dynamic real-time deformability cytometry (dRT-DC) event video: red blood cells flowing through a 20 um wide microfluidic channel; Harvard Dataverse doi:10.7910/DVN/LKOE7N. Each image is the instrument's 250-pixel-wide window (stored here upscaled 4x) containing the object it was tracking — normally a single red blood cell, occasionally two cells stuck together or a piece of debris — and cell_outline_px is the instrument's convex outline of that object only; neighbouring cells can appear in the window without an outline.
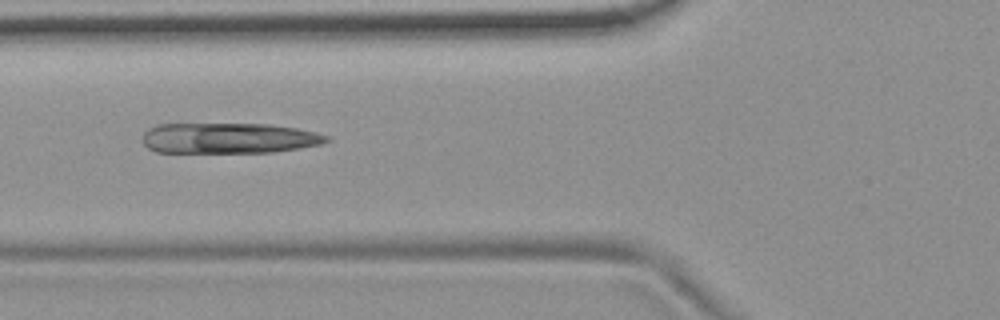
{"species": "common noctule bat (a hibernating species)", "species_latin": "Nyctalus noctula", "temperature_condition": "room temperature", "stored_images_in_passage": 13, "camera_frame_rate_fps": 3000, "um_per_image_px": 0.085, "animal": {"sex": "female", "body_mass_g": 19.9}, "frame": {"image": 1, "passage_image": 4, "time_ms": 3.333, "image_size_px": [1000, 320], "cell_outline_px": [[332, 140], [320, 144], [300, 148], [272, 152], [156, 152], [148, 148], [144, 144], [144, 132], [148, 128], [156, 124], [268, 124], [296, 128], [316, 132], [328, 136]], "centroid_in_image_um": [19.45, 11.74], "position_along_channel_um": 106.3, "area_um2": 32.77}}
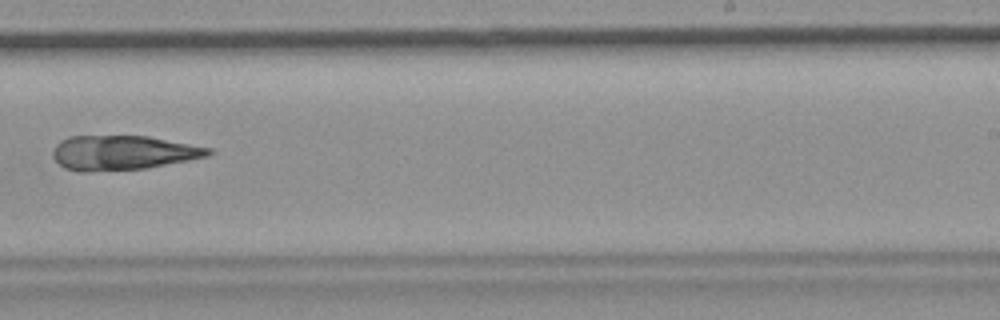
{"frame": {"image": 2, "passage_image": 8, "time_ms": 8.0, "image_size_px": [1000, 320], "cell_outline_px": [[212, 152], [208, 156], [188, 160], [144, 168], [88, 172], [80, 172], [64, 168], [52, 156], [52, 148], [60, 140], [68, 136], [148, 136], [212, 148]], "centroid_in_image_um": [10.39, 12.97], "position_along_channel_um": 278.6, "area_um2": 31.27}}